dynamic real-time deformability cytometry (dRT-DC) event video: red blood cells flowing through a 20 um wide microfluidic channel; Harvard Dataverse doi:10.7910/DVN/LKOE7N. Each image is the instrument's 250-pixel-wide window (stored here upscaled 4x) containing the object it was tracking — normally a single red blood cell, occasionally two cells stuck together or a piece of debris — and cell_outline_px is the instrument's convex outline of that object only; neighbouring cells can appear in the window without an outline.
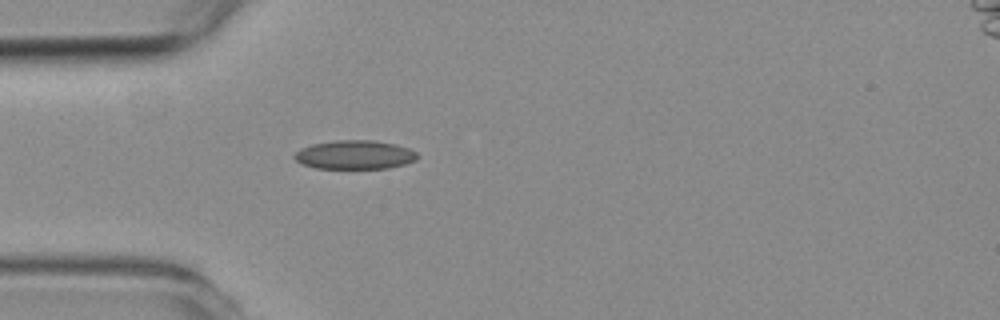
{"species": "common noctule bat (a hibernating species)", "species_latin": "Nyctalus noctula", "temperature_condition": "room temperature", "stored_images_in_passage": 1, "camera_frame_rate_fps": 3000, "um_per_image_px": 0.085, "animal": {"sex": "female", "body_mass_g": 19.3, "forearm_length_mm": 54.1}, "frame": {"image": 1, "passage_image": 1, "time_ms": 0.0, "image_size_px": [1000, 320], "cell_outline_px": [[420, 156], [416, 160], [404, 164], [388, 168], [316, 168], [300, 164], [292, 156], [300, 148], [312, 144], [336, 140], [372, 140], [396, 144], [408, 148], [416, 152]], "centroid_in_image_um": [30.14, 13.15], "position_along_channel_um": 54.9, "area_um2": 20.75}}